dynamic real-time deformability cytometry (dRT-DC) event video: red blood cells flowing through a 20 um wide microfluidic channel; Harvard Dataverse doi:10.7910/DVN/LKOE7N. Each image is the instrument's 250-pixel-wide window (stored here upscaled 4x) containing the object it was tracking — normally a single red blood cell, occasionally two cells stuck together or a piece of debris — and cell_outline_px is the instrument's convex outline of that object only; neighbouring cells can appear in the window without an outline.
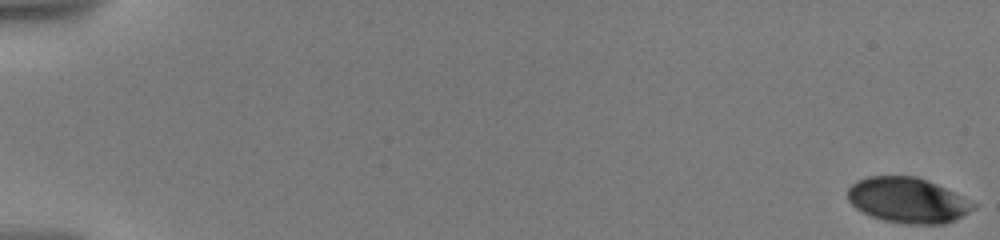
{"species": "human", "species_latin": "Homo sapiens", "temperature_condition": "warm", "stored_images_in_passage": 52, "camera_frame_rate_fps": 3000, "um_per_image_px": 0.085, "donor": {"sex": "male"}, "frame": {"image": 1, "passage_image": 1, "time_ms": 0.0, "image_size_px": [1000, 240], "cell_outline_px": [[976, 208], [944, 224], [908, 224], [884, 220], [872, 216], [856, 208], [848, 200], [848, 188], [856, 180], [868, 176], [916, 176], [936, 184], [976, 204]], "centroid_in_image_um": [77.11, 17.01], "position_along_channel_um": 7.9, "area_um2": 32.71}}
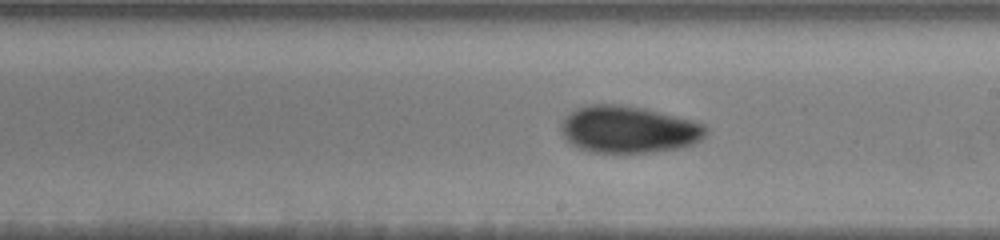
{"frame": {"image": 2, "passage_image": 31, "time_ms": 11.667, "image_size_px": [1000, 240], "cell_outline_px": [[708, 132], [700, 140], [692, 144], [680, 148], [648, 152], [588, 152], [576, 148], [560, 132], [560, 124], [568, 112], [576, 108], [588, 104], [620, 104], [644, 108], [692, 120], [704, 124], [708, 128]], "centroid_in_image_um": [53.39, 10.99], "position_along_channel_um": 235.6, "area_um2": 39.94}}
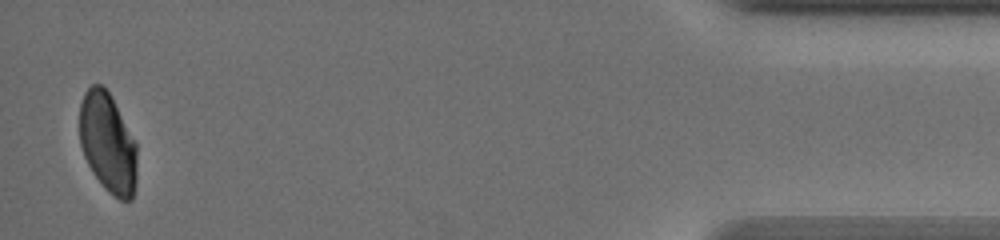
{"frame": {"image": 3, "passage_image": 52, "time_ms": 19.0, "image_size_px": [1000, 240], "cell_outline_px": [[136, 184], [132, 200], [120, 200], [108, 192], [104, 188], [92, 172], [84, 156], [80, 144], [80, 104], [84, 92], [92, 84], [100, 84], [108, 92], [136, 140]], "centroid_in_image_um": [9.17, 12.17], "position_along_channel_um": 426.0, "area_um2": 33.47}, "authors_computed_cell_mechanics": {"area_um2": 37.3966, "velocity_mm_per_s": 3.5498, "shape_relaxation_time_tau1_ms": 5.3726, "shape_relaxation_time_tau2_ms": 2.2778, "deformation_change_tau1": 0.1291, "deformation_change_tau2": 0.0542}}